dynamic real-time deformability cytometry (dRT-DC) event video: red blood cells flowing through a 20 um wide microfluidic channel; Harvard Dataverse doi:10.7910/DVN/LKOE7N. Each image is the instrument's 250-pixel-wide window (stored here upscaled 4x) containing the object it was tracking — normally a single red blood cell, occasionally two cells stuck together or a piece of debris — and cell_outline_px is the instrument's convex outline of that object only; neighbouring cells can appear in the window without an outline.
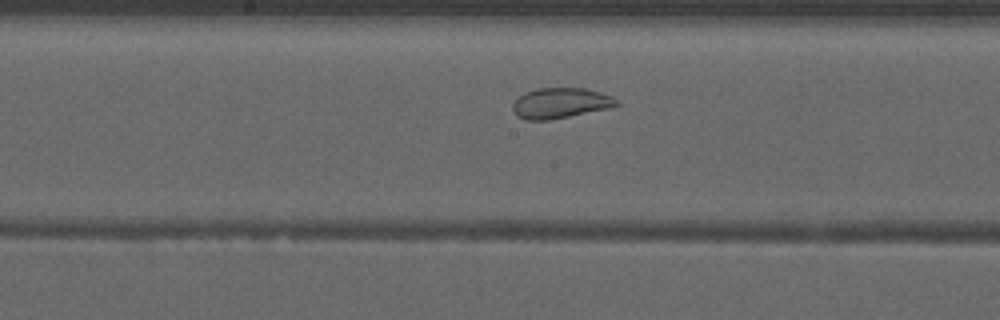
{"species": "common noctule bat (a hibernating species)", "species_latin": "Nyctalus noctula", "temperature_condition": "warm", "stored_images_in_passage": 40, "camera_frame_rate_fps": 3000, "um_per_image_px": 0.085, "animal": {"sex": "male", "forearm_length_mm": 52.5}, "frame": {"image": 1, "passage_image": 16, "time_ms": 5.0, "image_size_px": [1000, 320], "cell_outline_px": [[620, 104], [612, 108], [548, 120], [524, 120], [516, 116], [512, 108], [512, 104], [524, 92], [536, 88], [584, 88], [600, 92], [612, 96]], "centroid_in_image_um": [47.63, 8.76], "position_along_channel_um": 200.6, "area_um2": 18.55}}
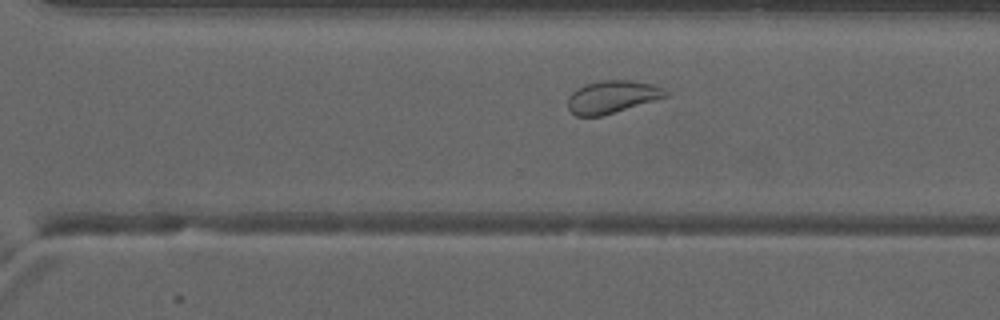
{"frame": {"image": 2, "passage_image": 25, "time_ms": 8.0, "image_size_px": [1000, 320], "cell_outline_px": [[668, 96], [600, 116], [576, 116], [568, 108], [568, 96], [572, 92], [584, 84], [604, 80], [632, 80], [652, 84], [664, 88], [668, 92]], "centroid_in_image_um": [52.02, 8.22], "position_along_channel_um": 318.6, "area_um2": 18.38}}
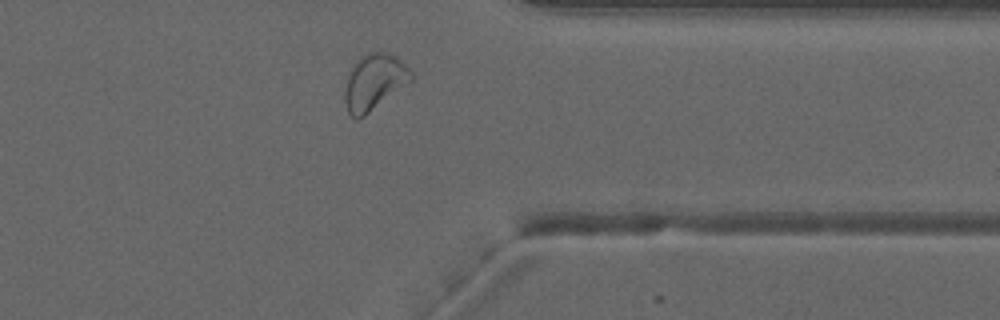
{"frame": {"image": 3, "passage_image": 30, "time_ms": 9.667, "image_size_px": [1000, 320], "cell_outline_px": [[412, 80], [364, 116], [356, 120], [348, 112], [344, 100], [344, 92], [348, 76], [352, 68], [368, 52], [384, 52], [396, 56], [412, 72]], "centroid_in_image_um": [31.8, 6.99], "position_along_channel_um": 379.6, "area_um2": 21.04}, "authors_computed_cell_mechanics": {"area_um2": 22.0796, "velocity_mm_per_s": 3.9488, "shape_relaxation_time_tau1_ms": null, "shape_relaxation_time_tau2_ms": 1.1712, "deformation_change_tau1": null, "deformation_change_tau2": 0.063}}